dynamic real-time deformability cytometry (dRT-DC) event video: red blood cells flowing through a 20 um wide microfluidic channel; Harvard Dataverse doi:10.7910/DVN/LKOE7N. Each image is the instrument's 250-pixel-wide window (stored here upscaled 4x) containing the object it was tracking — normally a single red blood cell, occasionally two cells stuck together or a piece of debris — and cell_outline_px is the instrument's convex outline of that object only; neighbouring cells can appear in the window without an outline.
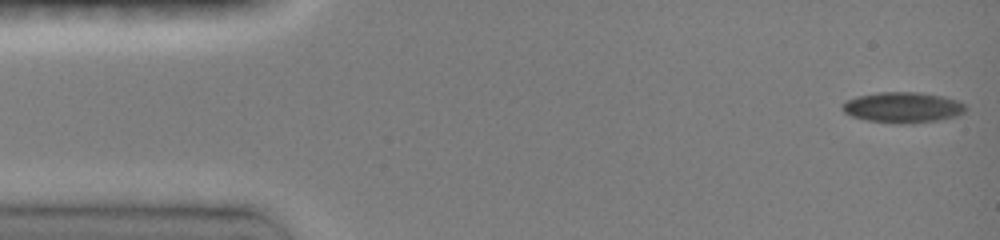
{"species": "common noctule bat (a hibernating species)", "species_latin": "Nyctalus noctula", "temperature_condition": "room temperature", "stored_images_in_passage": 11, "camera_frame_rate_fps": 3000, "um_per_image_px": 0.085, "animal": {"sex": "female", "body_mass_g": 19.0, "forearm_length_mm": 51.5}, "frame": {"image": 1, "passage_image": 1, "time_ms": 0.0, "image_size_px": [1000, 240], "cell_outline_px": [[968, 108], [964, 112], [956, 116], [936, 120], [912, 124], [900, 124], [868, 120], [852, 116], [844, 112], [840, 108], [840, 104], [856, 96], [876, 92], [916, 92], [944, 96], [956, 100], [964, 104]], "centroid_in_image_um": [76.72, 9.13], "position_along_channel_um": 8.3, "area_um2": 22.14}}
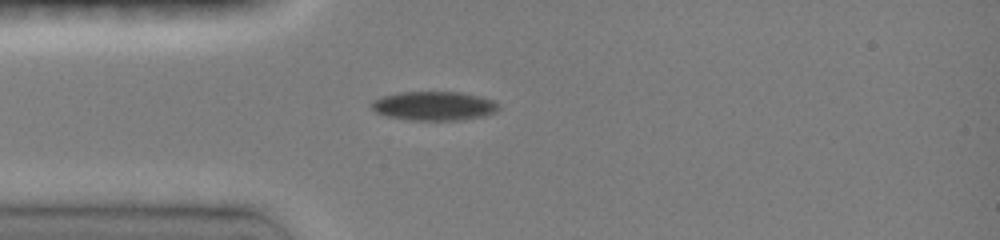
{"frame": {"image": 2, "passage_image": 10, "time_ms": 3.667, "image_size_px": [1000, 240], "cell_outline_px": [[500, 108], [496, 112], [484, 116], [460, 120], [408, 120], [388, 116], [376, 112], [368, 104], [372, 100], [380, 96], [396, 92], [460, 92], [480, 96], [492, 100]], "centroid_in_image_um": [36.84, 9.0], "position_along_channel_um": 48.2, "area_um2": 21.68}}